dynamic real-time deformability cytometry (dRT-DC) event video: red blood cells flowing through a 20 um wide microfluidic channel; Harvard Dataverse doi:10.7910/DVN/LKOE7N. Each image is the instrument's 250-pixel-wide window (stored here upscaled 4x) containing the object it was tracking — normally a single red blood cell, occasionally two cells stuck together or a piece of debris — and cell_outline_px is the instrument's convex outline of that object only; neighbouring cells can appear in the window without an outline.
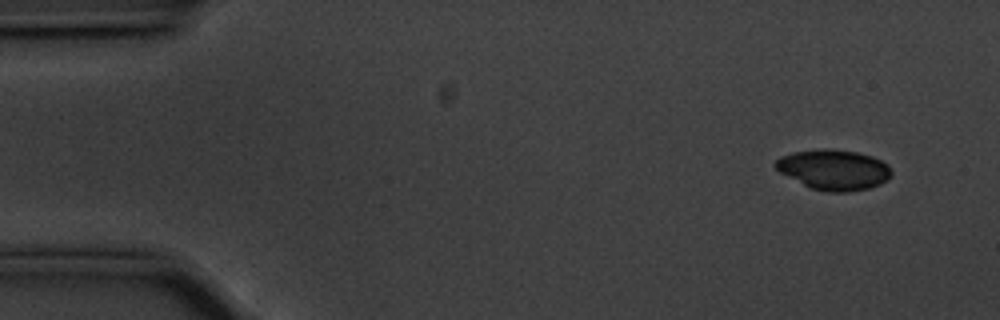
{"species": "common noctule bat (a hibernating species)", "species_latin": "Nyctalus noctula", "temperature_condition": "cold", "stored_images_in_passage": 55, "camera_frame_rate_fps": 3000, "um_per_image_px": 0.085, "animal": {"sex": "male", "body_mass_g": 20.1, "forearm_length_mm": 53.5}, "frame": {"image": 1, "passage_image": 3, "time_ms": 0.667, "image_size_px": [1000, 320], "cell_outline_px": [[892, 172], [880, 184], [868, 188], [848, 192], [828, 192], [808, 188], [780, 172], [772, 164], [780, 156], [792, 152], [824, 148], [832, 148], [856, 152], [872, 156], [888, 164]], "centroid_in_image_um": [70.82, 14.42], "position_along_channel_um": 14.2, "area_um2": 27.34}}
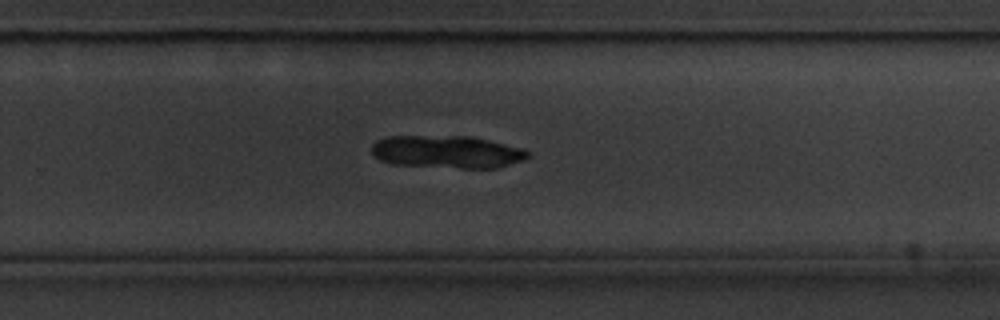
{"frame": {"image": 2, "passage_image": 35, "time_ms": 11.333, "image_size_px": [1000, 320], "cell_outline_px": [[528, 156], [524, 160], [496, 168], [460, 168], [392, 164], [380, 160], [372, 152], [372, 144], [376, 140], [388, 136], [472, 136], [524, 148], [528, 152]], "centroid_in_image_um": [38.0, 12.9], "position_along_channel_um": 291.8, "area_um2": 29.77}}
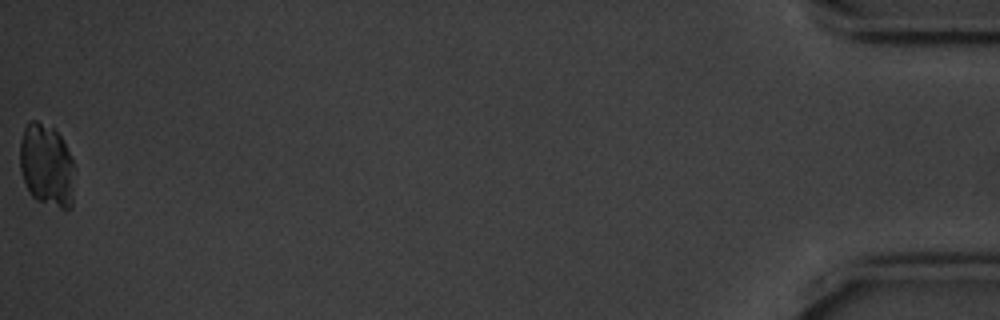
{"frame": {"image": 3, "passage_image": 55, "time_ms": 18.0, "image_size_px": [1000, 320], "cell_outline_px": [[76, 168], [72, 208], [60, 208], [36, 200], [32, 196], [24, 180], [20, 168], [20, 140], [24, 128], [28, 120], [36, 120], [52, 128], [60, 136]], "centroid_in_image_um": [3.98, 14.07], "position_along_channel_um": 431.2, "area_um2": 26.53}, "authors_computed_cell_mechanics": {"area_um2": 29.4202, "velocity_mm_per_s": 3.5649, "shape_relaxation_time_tau1_ms": 5.8434, "shape_relaxation_time_tau2_ms": null, "deformation_change_tau1": 0.0859, "deformation_change_tau2": null}}